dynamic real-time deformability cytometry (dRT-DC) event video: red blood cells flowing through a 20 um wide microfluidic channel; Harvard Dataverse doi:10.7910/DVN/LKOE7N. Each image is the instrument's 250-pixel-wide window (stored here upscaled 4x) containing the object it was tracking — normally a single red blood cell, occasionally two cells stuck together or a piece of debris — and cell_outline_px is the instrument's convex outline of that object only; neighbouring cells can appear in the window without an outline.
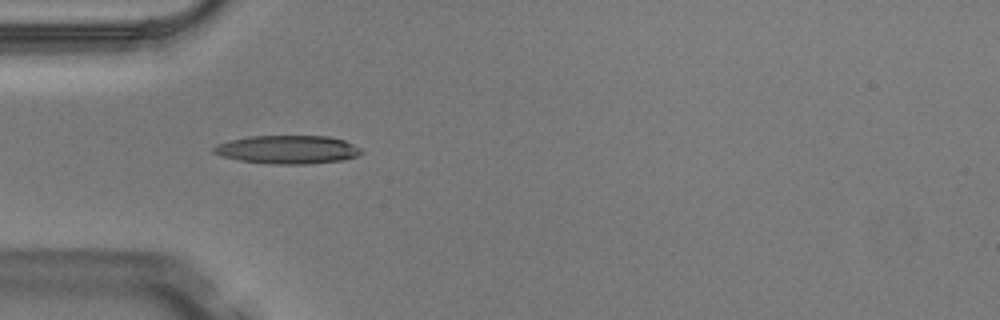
{"species": "Egyptian fruit bat (a non-hibernating species)", "species_latin": "Rousettus aegyptiacus", "temperature_condition": "warm", "stored_images_in_passage": 5, "camera_frame_rate_fps": 3000, "um_per_image_px": 0.085, "animal": {"sex": "male"}, "frame": {"image": 1, "passage_image": 4, "time_ms": 1.0, "image_size_px": [1000, 320], "cell_outline_px": [[364, 152], [356, 156], [344, 160], [308, 164], [272, 164], [240, 160], [224, 156], [212, 152], [212, 148], [216, 144], [228, 140], [248, 136], [328, 136], [344, 140], [360, 148]], "centroid_in_image_um": [24.44, 12.71], "position_along_channel_um": 60.6, "area_um2": 24.45}}